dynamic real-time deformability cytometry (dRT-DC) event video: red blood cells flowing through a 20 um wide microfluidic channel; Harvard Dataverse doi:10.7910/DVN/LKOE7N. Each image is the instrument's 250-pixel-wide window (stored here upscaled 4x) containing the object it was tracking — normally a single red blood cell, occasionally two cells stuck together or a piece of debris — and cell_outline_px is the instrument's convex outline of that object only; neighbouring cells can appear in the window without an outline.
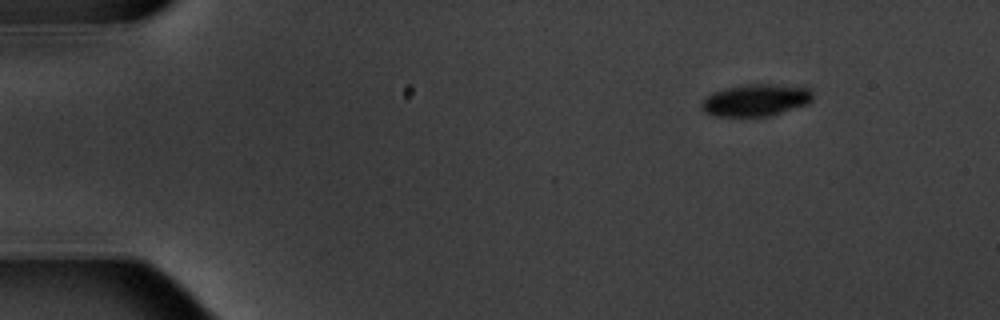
{"species": "common noctule bat (a hibernating species)", "species_latin": "Nyctalus noctula", "temperature_condition": "warm", "stored_images_in_passage": 4, "camera_frame_rate_fps": 3000, "um_per_image_px": 0.085, "animal": {"sex": "male", "body_mass_g": 20.1, "forearm_length_mm": 53.5}, "frame": {"image": 1, "passage_image": 1, "time_ms": 0.0, "image_size_px": [1000, 320], "cell_outline_px": [[812, 100], [808, 104], [768, 116], [712, 116], [704, 112], [700, 108], [700, 104], [712, 92], [728, 88], [748, 84], [768, 84], [808, 88], [812, 92]], "centroid_in_image_um": [64.21, 8.52], "position_along_channel_um": 20.8, "area_um2": 20.52}}
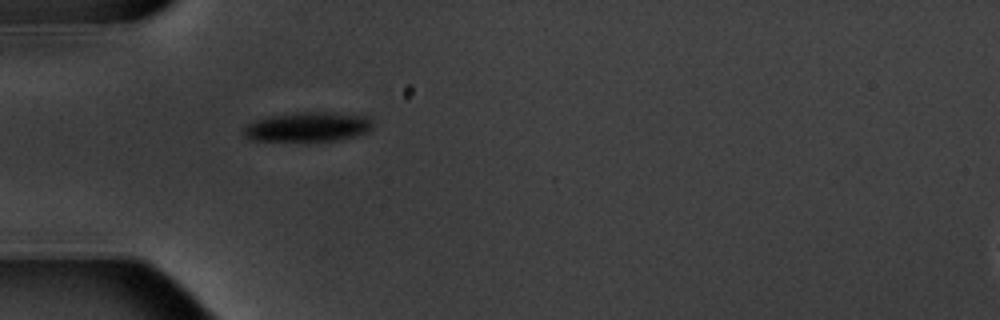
{"frame": {"image": 2, "passage_image": 4, "time_ms": 3.667, "image_size_px": [1000, 320], "cell_outline_px": [[372, 128], [368, 132], [356, 136], [336, 140], [252, 140], [244, 136], [244, 128], [248, 124], [264, 116], [296, 112], [332, 112], [372, 116]], "centroid_in_image_um": [26.22, 10.75], "position_along_channel_um": 58.8, "area_um2": 22.31}}